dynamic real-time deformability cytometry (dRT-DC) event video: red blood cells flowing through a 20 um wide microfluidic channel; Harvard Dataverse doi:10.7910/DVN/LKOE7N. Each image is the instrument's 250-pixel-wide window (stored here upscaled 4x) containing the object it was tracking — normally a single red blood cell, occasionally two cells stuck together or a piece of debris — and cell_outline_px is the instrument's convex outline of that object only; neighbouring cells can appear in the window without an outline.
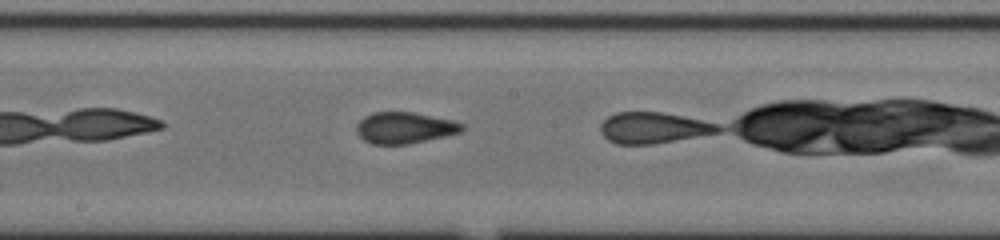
{"species": "common noctule bat (a hibernating species)", "species_latin": "Nyctalus noctula", "temperature_condition": "cold", "stored_images_in_passage": 17, "camera_frame_rate_fps": 3000, "um_per_image_px": 0.085, "animal": {"sex": "male", "body_mass_g": 20.0, "forearm_length_mm": 53.3}, "frame": {"image": 1, "passage_image": 12, "time_ms": 3.667, "image_size_px": [1000, 240], "cell_outline_px": [[464, 128], [460, 132], [444, 136], [408, 144], [372, 144], [364, 140], [356, 132], [356, 124], [364, 116], [372, 112], [412, 112], [452, 120], [464, 124]], "centroid_in_image_um": [34.36, 10.86], "position_along_channel_um": 213.8, "area_um2": 19.19}}